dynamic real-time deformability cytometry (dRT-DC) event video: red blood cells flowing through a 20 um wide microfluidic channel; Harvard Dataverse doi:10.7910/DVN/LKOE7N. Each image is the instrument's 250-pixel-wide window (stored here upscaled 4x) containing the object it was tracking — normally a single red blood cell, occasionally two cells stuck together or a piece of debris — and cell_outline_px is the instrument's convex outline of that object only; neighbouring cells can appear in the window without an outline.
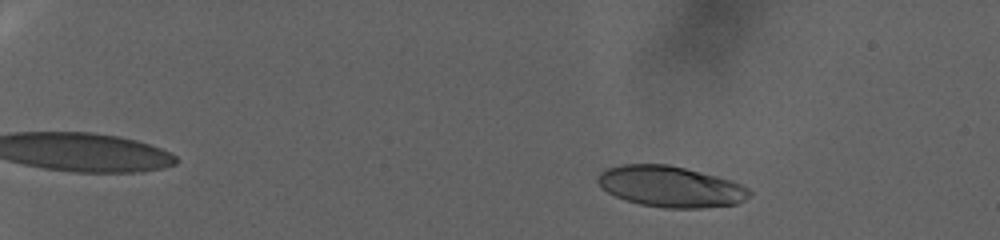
{"species": "human", "species_latin": "Homo sapiens", "temperature_condition": "warm", "stored_images_in_passage": 84, "camera_frame_rate_fps": 3000, "um_per_image_px": 0.085, "donor": {"sex": "female"}, "frame": {"image": 1, "passage_image": 2, "time_ms": 0.333, "image_size_px": [1000, 240], "cell_outline_px": [[752, 196], [736, 204], [700, 208], [664, 208], [640, 204], [616, 196], [600, 188], [596, 180], [596, 176], [600, 172], [608, 168], [624, 164], [668, 164], [732, 180], [748, 188], [752, 192]], "centroid_in_image_um": [56.99, 15.86], "position_along_channel_um": 28.0, "area_um2": 36.24}}
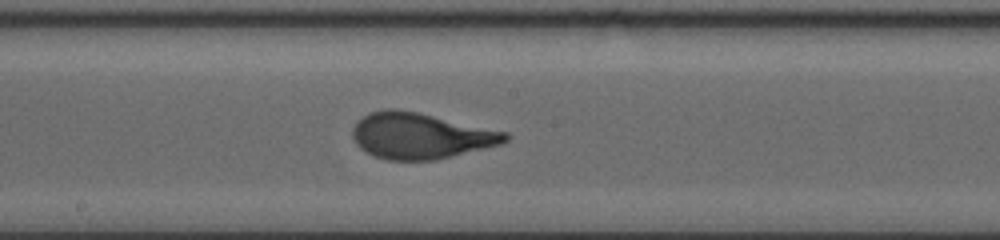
{"frame": {"image": 2, "passage_image": 46, "time_ms": 15.0, "image_size_px": [1000, 240], "cell_outline_px": [[508, 140], [500, 144], [436, 160], [388, 160], [376, 156], [360, 148], [356, 144], [352, 136], [352, 128], [368, 112], [384, 108], [396, 108], [416, 112], [508, 132]], "centroid_in_image_um": [35.72, 11.54], "position_along_channel_um": 212.5, "area_um2": 40.58}}
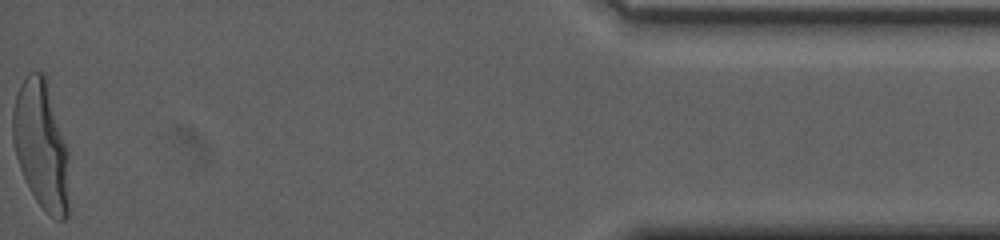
{"frame": {"image": 3, "passage_image": 84, "time_ms": 27.667, "image_size_px": [1000, 240], "cell_outline_px": [[68, 216], [64, 220], [56, 220], [36, 200], [20, 168], [16, 156], [12, 140], [12, 112], [16, 96], [20, 84], [24, 76], [28, 72], [44, 72], [68, 148]], "centroid_in_image_um": [3.5, 12.3], "position_along_channel_um": 431.7, "area_um2": 42.14}, "authors_computed_cell_mechanics": {"area_um2": 39.5641, "velocity_mm_per_s": 2.245, "shape_relaxation_time_tau1_ms": 6.972, "shape_relaxation_time_tau2_ms": null, "deformation_change_tau1": 0.2535, "deformation_change_tau2": null}}